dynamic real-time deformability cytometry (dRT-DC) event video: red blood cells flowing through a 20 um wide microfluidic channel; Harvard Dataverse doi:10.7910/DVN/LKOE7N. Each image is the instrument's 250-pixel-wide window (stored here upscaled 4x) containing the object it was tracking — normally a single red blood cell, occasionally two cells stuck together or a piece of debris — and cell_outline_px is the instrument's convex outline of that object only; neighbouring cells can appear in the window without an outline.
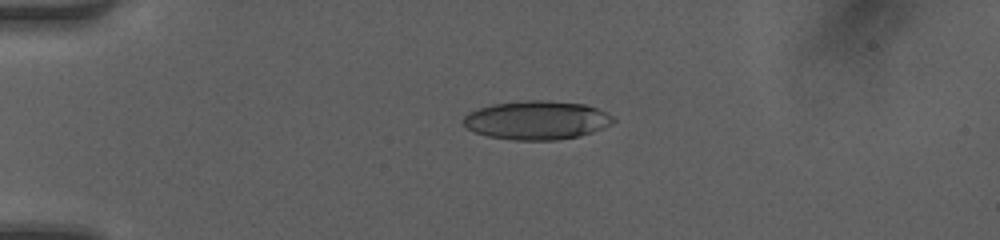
{"species": "human", "species_latin": "Homo sapiens", "temperature_condition": "room temperature", "stored_images_in_passage": 12, "camera_frame_rate_fps": 3000, "um_per_image_px": 0.085, "donor": {"sex": "female"}, "frame": {"image": 1, "passage_image": 7, "time_ms": 2.0, "image_size_px": [1000, 240], "cell_outline_px": [[616, 120], [612, 124], [592, 132], [580, 136], [556, 140], [512, 140], [488, 136], [472, 132], [460, 120], [468, 112], [492, 104], [528, 100], [540, 100], [584, 104], [596, 108], [612, 116]], "centroid_in_image_um": [45.59, 10.22], "position_along_channel_um": 39.4, "area_um2": 33.81}}
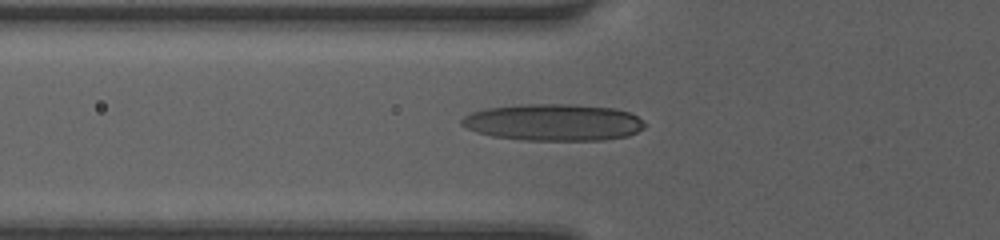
{"frame": {"image": 2, "passage_image": 10, "time_ms": 3.0, "image_size_px": [1000, 240], "cell_outline_px": [[644, 128], [628, 136], [604, 140], [524, 140], [492, 136], [476, 132], [460, 124], [460, 120], [464, 116], [472, 112], [488, 108], [520, 104], [572, 104], [616, 108], [628, 112], [636, 116], [644, 124]], "centroid_in_image_um": [47.03, 10.4], "position_along_channel_um": 78.8, "area_um2": 39.25}}
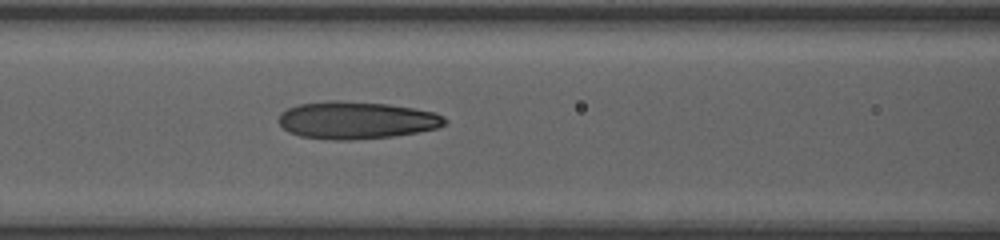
{"frame": {"image": 3, "passage_image": 12, "time_ms": 3.667, "image_size_px": [1000, 240], "cell_outline_px": [[448, 120], [444, 124], [436, 128], [416, 132], [392, 136], [352, 140], [332, 140], [300, 136], [288, 132], [280, 124], [280, 112], [288, 108], [300, 104], [328, 100], [340, 100], [388, 104], [436, 112], [444, 116]], "centroid_in_image_um": [30.29, 10.21], "position_along_channel_um": 136.3, "area_um2": 36.18}}